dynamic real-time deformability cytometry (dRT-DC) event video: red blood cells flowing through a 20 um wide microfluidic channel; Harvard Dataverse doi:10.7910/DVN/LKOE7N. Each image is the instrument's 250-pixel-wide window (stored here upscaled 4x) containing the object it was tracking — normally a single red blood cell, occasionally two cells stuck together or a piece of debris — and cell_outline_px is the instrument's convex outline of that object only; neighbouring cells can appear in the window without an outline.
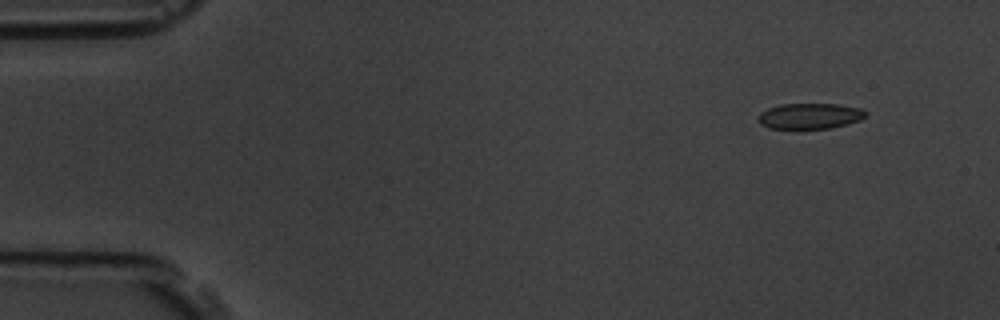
{"species": "common noctule bat (a hibernating species)", "species_latin": "Nyctalus noctula", "temperature_condition": "room temperature", "stored_images_in_passage": 53, "camera_frame_rate_fps": 3000, "um_per_image_px": 0.085, "animal": {"sex": "male", "body_mass_g": 19.5, "forearm_length_mm": 54.6}, "frame": {"image": 1, "passage_image": 1, "time_ms": 0.0, "image_size_px": [1000, 320], "cell_outline_px": [[868, 112], [860, 120], [848, 124], [832, 128], [768, 128], [760, 124], [760, 112], [768, 108], [780, 104], [836, 104], [860, 108]], "centroid_in_image_um": [68.86, 9.86], "position_along_channel_um": 16.1, "area_um2": 15.95}}
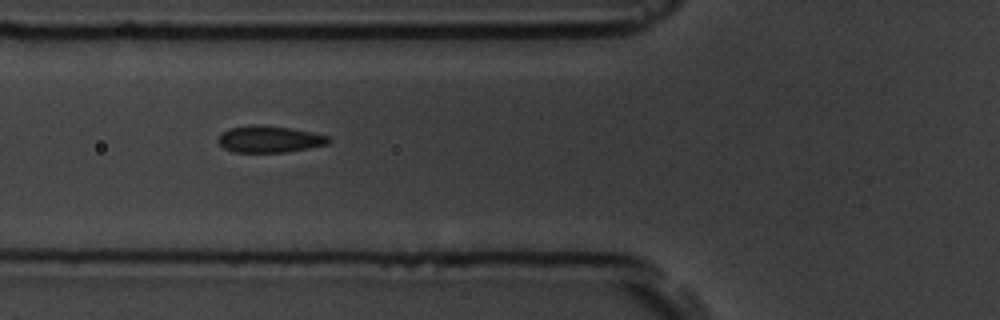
{"frame": {"image": 2, "passage_image": 17, "time_ms": 5.333, "image_size_px": [1000, 320], "cell_outline_px": [[332, 140], [328, 144], [288, 152], [232, 152], [224, 148], [216, 140], [228, 128], [252, 124], [292, 128], [312, 132], [328, 136]], "centroid_in_image_um": [22.91, 11.83], "position_along_channel_um": 102.9, "area_um2": 17.22}}
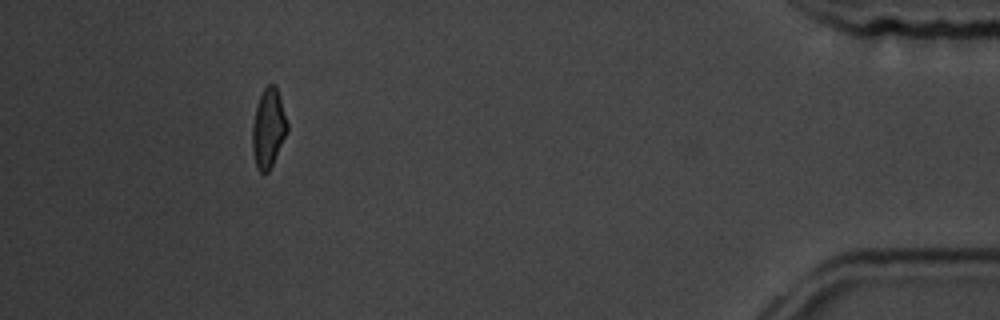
{"frame": {"image": 3, "passage_image": 48, "time_ms": 15.667, "image_size_px": [1000, 320], "cell_outline_px": [[288, 132], [268, 172], [260, 172], [256, 164], [252, 148], [252, 124], [256, 108], [260, 96], [264, 88], [268, 84], [276, 84], [288, 124]], "centroid_in_image_um": [22.82, 10.87], "position_along_channel_um": 412.4, "area_um2": 15.95}, "authors_computed_cell_mechanics": {"area_um2": 16.9932, "velocity_mm_per_s": 3.5931, "shape_relaxation_time_tau1_ms": 4.2529, "shape_relaxation_time_tau2_ms": 1.2353, "deformation_change_tau1": 0.11, "deformation_change_tau2": 0.058}}